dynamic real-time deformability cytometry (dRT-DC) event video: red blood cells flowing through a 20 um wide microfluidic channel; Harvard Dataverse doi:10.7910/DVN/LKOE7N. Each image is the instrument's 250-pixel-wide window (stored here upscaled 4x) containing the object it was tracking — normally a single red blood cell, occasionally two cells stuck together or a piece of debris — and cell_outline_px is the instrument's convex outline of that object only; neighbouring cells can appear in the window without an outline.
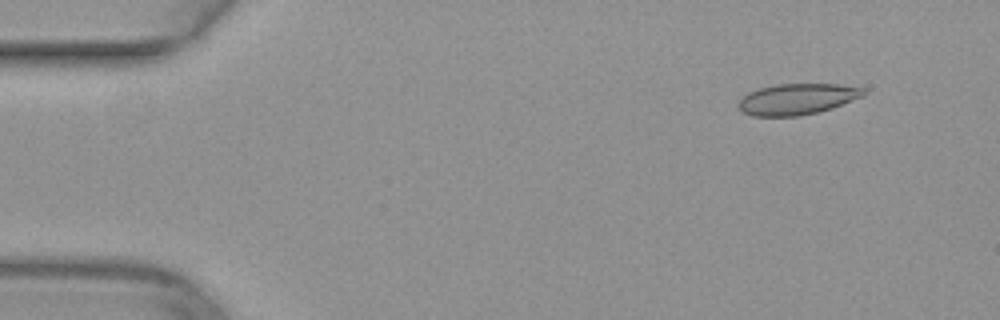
{"species": "common noctule bat (a hibernating species)", "species_latin": "Nyctalus noctula", "temperature_condition": "warm", "stored_images_in_passage": 47, "camera_frame_rate_fps": 3000, "um_per_image_px": 0.085, "animal": {"sex": "female", "body_mass_g": 29.2, "forearm_length_mm": 56.3}, "frame": {"image": 1, "passage_image": 1, "time_ms": 0.0, "image_size_px": [1000, 320], "cell_outline_px": [[868, 92], [864, 96], [832, 108], [816, 112], [796, 116], [752, 116], [744, 112], [736, 104], [748, 92], [760, 88], [780, 84], [836, 84], [864, 88]], "centroid_in_image_um": [67.78, 8.42], "position_along_channel_um": 17.2, "area_um2": 22.48}}
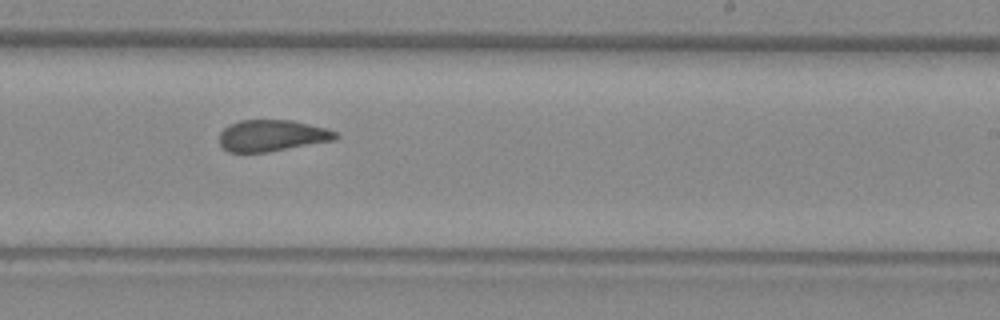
{"frame": {"image": 2, "passage_image": 27, "time_ms": 8.667, "image_size_px": [1000, 320], "cell_outline_px": [[340, 136], [336, 140], [268, 152], [228, 152], [220, 144], [220, 132], [224, 128], [240, 120], [292, 120], [328, 128], [336, 132]], "centroid_in_image_um": [23.17, 11.52], "position_along_channel_um": 265.8, "area_um2": 21.39}}
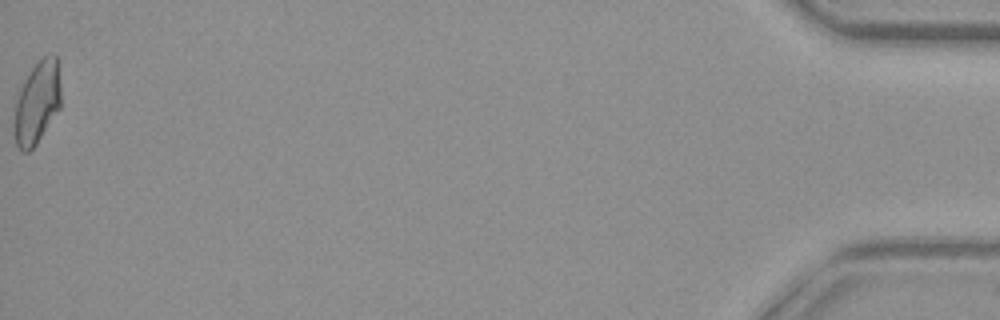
{"frame": {"image": 3, "passage_image": 47, "time_ms": 15.333, "image_size_px": [1000, 320], "cell_outline_px": [[60, 108], [36, 144], [28, 152], [20, 152], [16, 144], [12, 132], [12, 124], [16, 100], [20, 88], [28, 72], [44, 56], [52, 52], [56, 56], [60, 84]], "centroid_in_image_um": [3.11, 8.76], "position_along_channel_um": 432.1, "area_um2": 22.77}}